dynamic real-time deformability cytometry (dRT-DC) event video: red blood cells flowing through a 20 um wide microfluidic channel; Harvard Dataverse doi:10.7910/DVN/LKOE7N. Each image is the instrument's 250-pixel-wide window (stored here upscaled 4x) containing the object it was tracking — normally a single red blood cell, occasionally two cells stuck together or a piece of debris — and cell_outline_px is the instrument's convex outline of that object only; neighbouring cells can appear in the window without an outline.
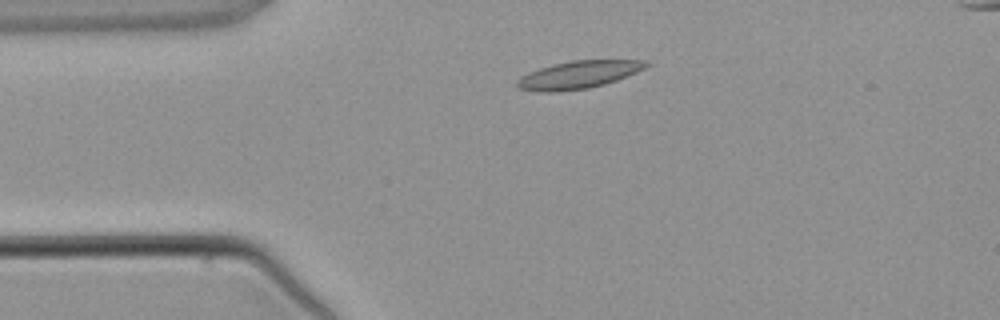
{"species": "common noctule bat (a hibernating species)", "species_latin": "Nyctalus noctula", "temperature_condition": "warm", "stored_images_in_passage": 4, "camera_frame_rate_fps": 3000, "um_per_image_px": 0.085, "animal": {"sex": "male", "body_mass_g": 21.5, "forearm_length_mm": 52.0}, "frame": {"image": 1, "passage_image": 2, "time_ms": 1.333, "image_size_px": [1000, 320], "cell_outline_px": [[652, 64], [636, 72], [616, 80], [604, 84], [588, 88], [556, 92], [536, 92], [520, 88], [516, 84], [516, 80], [520, 76], [528, 72], [540, 68], [572, 60], [648, 60]], "centroid_in_image_um": [49.16, 6.35], "position_along_channel_um": 35.8, "area_um2": 20.75}}